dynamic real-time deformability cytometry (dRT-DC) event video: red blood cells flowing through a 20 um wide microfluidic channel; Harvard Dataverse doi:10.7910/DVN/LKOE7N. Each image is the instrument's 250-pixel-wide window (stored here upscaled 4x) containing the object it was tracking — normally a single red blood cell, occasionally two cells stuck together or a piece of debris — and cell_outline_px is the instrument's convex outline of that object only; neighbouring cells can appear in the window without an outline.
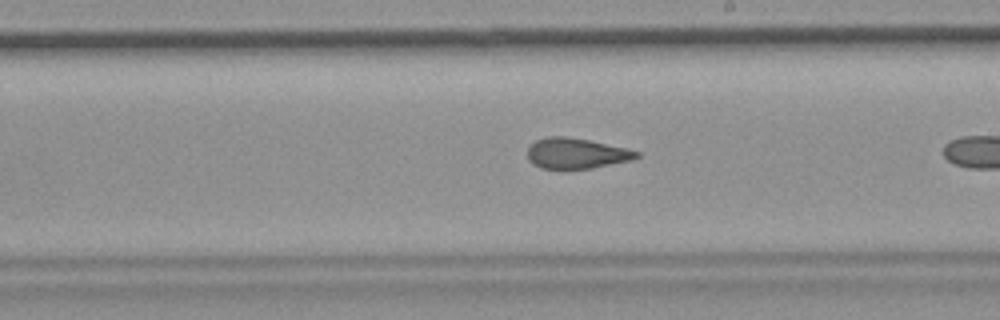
{"species": "common noctule bat (a hibernating species)", "species_latin": "Nyctalus noctula", "temperature_condition": "room temperature", "stored_images_in_passage": 29, "camera_frame_rate_fps": 3000, "um_per_image_px": 0.085, "animal": {"sex": "female", "body_mass_g": 19.9}, "frame": {"image": 1, "passage_image": 17, "time_ms": 5.333, "image_size_px": [1000, 320], "cell_outline_px": [[640, 156], [632, 160], [592, 168], [540, 168], [532, 164], [528, 160], [528, 148], [536, 140], [548, 136], [564, 136], [588, 140], [628, 148], [640, 152]], "centroid_in_image_um": [49.0, 13.03], "position_along_channel_um": 240.0, "area_um2": 19.36}}
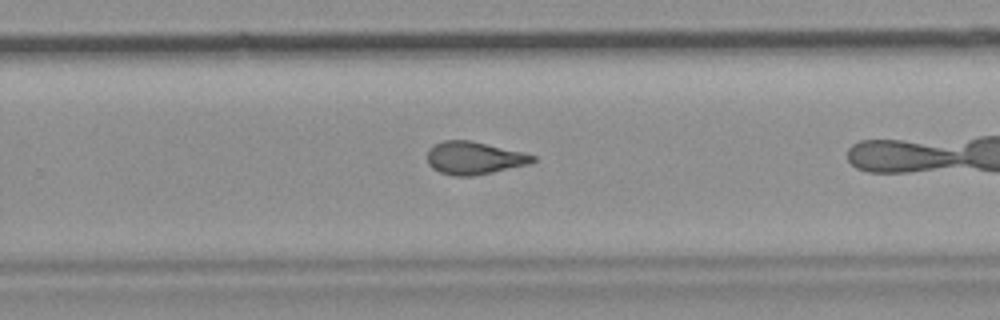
{"frame": {"image": 2, "passage_image": 21, "time_ms": 6.667, "image_size_px": [1000, 320], "cell_outline_px": [[536, 160], [528, 164], [492, 172], [472, 176], [452, 176], [440, 172], [432, 168], [428, 164], [428, 148], [444, 140], [468, 140], [524, 152], [536, 156]], "centroid_in_image_um": [40.29, 13.43], "position_along_channel_um": 289.5, "area_um2": 20.0}}